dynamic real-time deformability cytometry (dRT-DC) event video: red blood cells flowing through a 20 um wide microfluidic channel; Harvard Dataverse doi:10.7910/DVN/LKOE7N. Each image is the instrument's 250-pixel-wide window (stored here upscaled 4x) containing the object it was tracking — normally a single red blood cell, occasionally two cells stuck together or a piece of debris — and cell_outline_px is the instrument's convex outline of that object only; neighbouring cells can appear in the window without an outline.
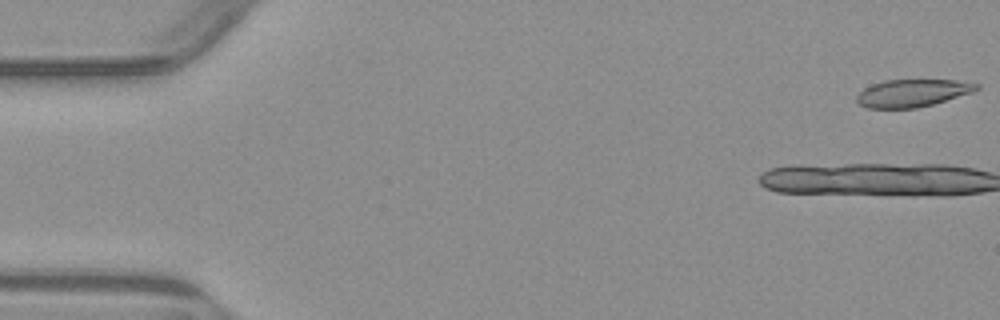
{"species": "common noctule bat (a hibernating species)", "species_latin": "Nyctalus noctula", "temperature_condition": "warm", "stored_images_in_passage": 5, "camera_frame_rate_fps": 3000, "um_per_image_px": 0.085, "animal": {"sex": "male", "body_mass_g": 23.1, "forearm_length_mm": 52.7}, "frame": {"image": 1, "passage_image": 1, "time_ms": 0.0, "image_size_px": [1000, 320], "cell_outline_px": [[980, 88], [972, 92], [932, 104], [916, 108], [868, 108], [860, 104], [856, 100], [856, 96], [864, 88], [872, 84], [884, 80], [956, 80], [980, 84]], "centroid_in_image_um": [77.54, 7.9], "position_along_channel_um": 7.5, "area_um2": 19.07}}